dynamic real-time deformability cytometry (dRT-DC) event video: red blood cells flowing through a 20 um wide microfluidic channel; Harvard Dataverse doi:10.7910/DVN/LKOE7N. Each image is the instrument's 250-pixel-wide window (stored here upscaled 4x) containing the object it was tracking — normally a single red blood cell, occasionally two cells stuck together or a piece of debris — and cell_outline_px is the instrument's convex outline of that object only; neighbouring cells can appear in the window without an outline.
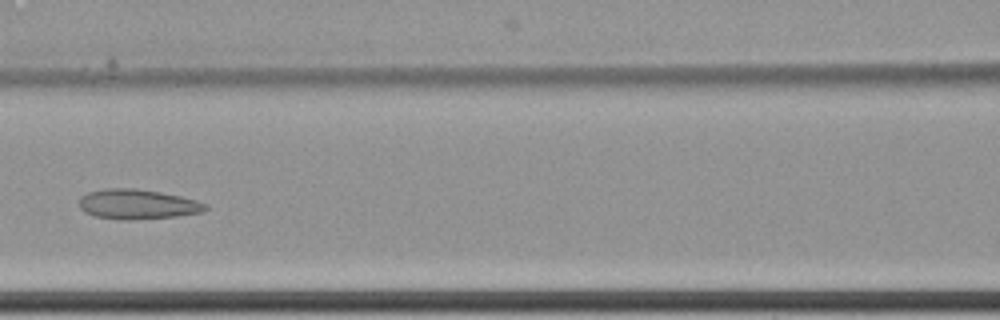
{"species": "common noctule bat (a hibernating species)", "species_latin": "Nyctalus noctula", "temperature_condition": "cold", "stored_images_in_passage": 10, "camera_frame_rate_fps": 3000, "um_per_image_px": 0.085, "animal": {"sex": "female", "body_mass_g": 22.7, "forearm_length_mm": 54.2}, "frame": {"image": 1, "passage_image": 7, "time_ms": 2.0, "image_size_px": [1000, 320], "cell_outline_px": [[208, 208], [200, 212], [176, 216], [132, 220], [128, 220], [92, 216], [84, 212], [80, 208], [80, 196], [88, 192], [104, 188], [136, 188], [160, 192], [180, 196], [196, 200], [208, 204]], "centroid_in_image_um": [11.66, 17.35], "position_along_channel_um": 154.9, "area_um2": 22.02}}
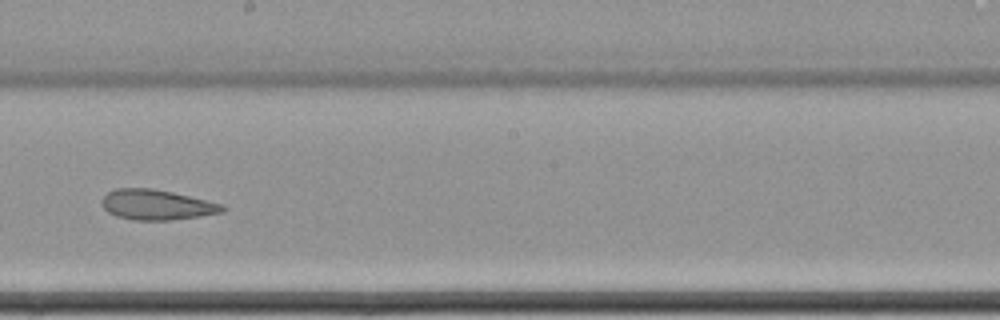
{"frame": {"image": 2, "passage_image": 9, "time_ms": 2.667, "image_size_px": [1000, 320], "cell_outline_px": [[224, 212], [200, 216], [168, 220], [136, 220], [116, 216], [108, 212], [100, 204], [100, 200], [108, 192], [116, 188], [152, 188], [172, 192], [224, 204]], "centroid_in_image_um": [13.29, 17.4], "position_along_channel_um": 234.9, "area_um2": 21.21}}
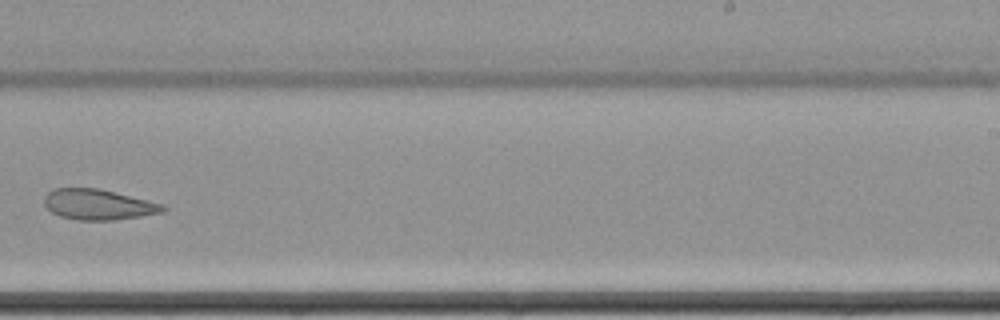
{"frame": {"image": 3, "passage_image": 10, "time_ms": 3.0, "image_size_px": [1000, 320], "cell_outline_px": [[168, 208], [164, 212], [140, 216], [112, 220], [80, 220], [60, 216], [52, 212], [44, 204], [44, 196], [52, 188], [96, 188], [164, 204]], "centroid_in_image_um": [8.35, 17.38], "position_along_channel_um": 280.7, "area_um2": 20.92}}